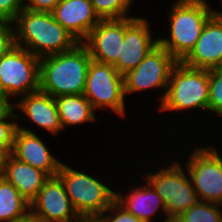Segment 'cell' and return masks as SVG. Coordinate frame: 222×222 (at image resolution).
<instances>
[{
  "label": "cell",
  "instance_id": "34",
  "mask_svg": "<svg viewBox=\"0 0 222 222\" xmlns=\"http://www.w3.org/2000/svg\"><path fill=\"white\" fill-rule=\"evenodd\" d=\"M216 69L222 72V60H221L220 64L217 66Z\"/></svg>",
  "mask_w": 222,
  "mask_h": 222
},
{
  "label": "cell",
  "instance_id": "35",
  "mask_svg": "<svg viewBox=\"0 0 222 222\" xmlns=\"http://www.w3.org/2000/svg\"><path fill=\"white\" fill-rule=\"evenodd\" d=\"M78 222H94V221H92V220H88V219H81V220L78 221Z\"/></svg>",
  "mask_w": 222,
  "mask_h": 222
},
{
  "label": "cell",
  "instance_id": "3",
  "mask_svg": "<svg viewBox=\"0 0 222 222\" xmlns=\"http://www.w3.org/2000/svg\"><path fill=\"white\" fill-rule=\"evenodd\" d=\"M168 11L169 38L159 37L164 47L178 62L193 50L209 18L217 11L207 0H175Z\"/></svg>",
  "mask_w": 222,
  "mask_h": 222
},
{
  "label": "cell",
  "instance_id": "8",
  "mask_svg": "<svg viewBox=\"0 0 222 222\" xmlns=\"http://www.w3.org/2000/svg\"><path fill=\"white\" fill-rule=\"evenodd\" d=\"M93 109H111L120 117L126 114L124 75L113 65L91 60L83 94Z\"/></svg>",
  "mask_w": 222,
  "mask_h": 222
},
{
  "label": "cell",
  "instance_id": "16",
  "mask_svg": "<svg viewBox=\"0 0 222 222\" xmlns=\"http://www.w3.org/2000/svg\"><path fill=\"white\" fill-rule=\"evenodd\" d=\"M222 60V12L216 11L204 26L201 36L182 61L193 68L214 69Z\"/></svg>",
  "mask_w": 222,
  "mask_h": 222
},
{
  "label": "cell",
  "instance_id": "10",
  "mask_svg": "<svg viewBox=\"0 0 222 222\" xmlns=\"http://www.w3.org/2000/svg\"><path fill=\"white\" fill-rule=\"evenodd\" d=\"M178 61L159 44L153 48L139 65L124 75V94L139 93L149 89H163L158 97L161 104L167 91L170 74Z\"/></svg>",
  "mask_w": 222,
  "mask_h": 222
},
{
  "label": "cell",
  "instance_id": "26",
  "mask_svg": "<svg viewBox=\"0 0 222 222\" xmlns=\"http://www.w3.org/2000/svg\"><path fill=\"white\" fill-rule=\"evenodd\" d=\"M94 222H144L128 212L116 200Z\"/></svg>",
  "mask_w": 222,
  "mask_h": 222
},
{
  "label": "cell",
  "instance_id": "1",
  "mask_svg": "<svg viewBox=\"0 0 222 222\" xmlns=\"http://www.w3.org/2000/svg\"><path fill=\"white\" fill-rule=\"evenodd\" d=\"M16 46L38 57L73 49L79 42L62 27L52 13L23 9L13 21Z\"/></svg>",
  "mask_w": 222,
  "mask_h": 222
},
{
  "label": "cell",
  "instance_id": "2",
  "mask_svg": "<svg viewBox=\"0 0 222 222\" xmlns=\"http://www.w3.org/2000/svg\"><path fill=\"white\" fill-rule=\"evenodd\" d=\"M91 60L83 43L69 51L40 58V91L54 98L84 94Z\"/></svg>",
  "mask_w": 222,
  "mask_h": 222
},
{
  "label": "cell",
  "instance_id": "20",
  "mask_svg": "<svg viewBox=\"0 0 222 222\" xmlns=\"http://www.w3.org/2000/svg\"><path fill=\"white\" fill-rule=\"evenodd\" d=\"M62 129L67 126L97 121L90 101L83 94L64 95L55 98Z\"/></svg>",
  "mask_w": 222,
  "mask_h": 222
},
{
  "label": "cell",
  "instance_id": "15",
  "mask_svg": "<svg viewBox=\"0 0 222 222\" xmlns=\"http://www.w3.org/2000/svg\"><path fill=\"white\" fill-rule=\"evenodd\" d=\"M19 98L18 102L15 100L16 103H12L15 110L22 112V115L16 112L19 121L28 119L27 122L30 124L33 123L53 135H57L63 130L54 97L39 90Z\"/></svg>",
  "mask_w": 222,
  "mask_h": 222
},
{
  "label": "cell",
  "instance_id": "6",
  "mask_svg": "<svg viewBox=\"0 0 222 222\" xmlns=\"http://www.w3.org/2000/svg\"><path fill=\"white\" fill-rule=\"evenodd\" d=\"M167 166L158 167L154 172L144 175L146 180L162 198L167 217L181 216L200 200L195 192L189 174L177 160ZM181 164V165H180ZM182 167V168H181ZM160 169V170H159Z\"/></svg>",
  "mask_w": 222,
  "mask_h": 222
},
{
  "label": "cell",
  "instance_id": "24",
  "mask_svg": "<svg viewBox=\"0 0 222 222\" xmlns=\"http://www.w3.org/2000/svg\"><path fill=\"white\" fill-rule=\"evenodd\" d=\"M17 129L18 120L16 110L11 106L0 117V150L12 151Z\"/></svg>",
  "mask_w": 222,
  "mask_h": 222
},
{
  "label": "cell",
  "instance_id": "27",
  "mask_svg": "<svg viewBox=\"0 0 222 222\" xmlns=\"http://www.w3.org/2000/svg\"><path fill=\"white\" fill-rule=\"evenodd\" d=\"M16 46L15 28L11 21L0 19V58Z\"/></svg>",
  "mask_w": 222,
  "mask_h": 222
},
{
  "label": "cell",
  "instance_id": "28",
  "mask_svg": "<svg viewBox=\"0 0 222 222\" xmlns=\"http://www.w3.org/2000/svg\"><path fill=\"white\" fill-rule=\"evenodd\" d=\"M23 9V0H0V19L13 22Z\"/></svg>",
  "mask_w": 222,
  "mask_h": 222
},
{
  "label": "cell",
  "instance_id": "25",
  "mask_svg": "<svg viewBox=\"0 0 222 222\" xmlns=\"http://www.w3.org/2000/svg\"><path fill=\"white\" fill-rule=\"evenodd\" d=\"M208 112L222 116V72L209 69Z\"/></svg>",
  "mask_w": 222,
  "mask_h": 222
},
{
  "label": "cell",
  "instance_id": "14",
  "mask_svg": "<svg viewBox=\"0 0 222 222\" xmlns=\"http://www.w3.org/2000/svg\"><path fill=\"white\" fill-rule=\"evenodd\" d=\"M36 133L27 126L19 125L18 121L11 155L23 163L42 170L49 177L57 176L62 161L52 155Z\"/></svg>",
  "mask_w": 222,
  "mask_h": 222
},
{
  "label": "cell",
  "instance_id": "4",
  "mask_svg": "<svg viewBox=\"0 0 222 222\" xmlns=\"http://www.w3.org/2000/svg\"><path fill=\"white\" fill-rule=\"evenodd\" d=\"M57 176L81 219L95 221L115 201L116 190L96 176L73 169L63 162Z\"/></svg>",
  "mask_w": 222,
  "mask_h": 222
},
{
  "label": "cell",
  "instance_id": "17",
  "mask_svg": "<svg viewBox=\"0 0 222 222\" xmlns=\"http://www.w3.org/2000/svg\"><path fill=\"white\" fill-rule=\"evenodd\" d=\"M52 14L79 43H82L101 21L91 0H60Z\"/></svg>",
  "mask_w": 222,
  "mask_h": 222
},
{
  "label": "cell",
  "instance_id": "21",
  "mask_svg": "<svg viewBox=\"0 0 222 222\" xmlns=\"http://www.w3.org/2000/svg\"><path fill=\"white\" fill-rule=\"evenodd\" d=\"M30 214V204L4 178L0 179V222H15Z\"/></svg>",
  "mask_w": 222,
  "mask_h": 222
},
{
  "label": "cell",
  "instance_id": "32",
  "mask_svg": "<svg viewBox=\"0 0 222 222\" xmlns=\"http://www.w3.org/2000/svg\"><path fill=\"white\" fill-rule=\"evenodd\" d=\"M15 222H41V221L38 218L29 214L27 217H25L21 220L15 221Z\"/></svg>",
  "mask_w": 222,
  "mask_h": 222
},
{
  "label": "cell",
  "instance_id": "5",
  "mask_svg": "<svg viewBox=\"0 0 222 222\" xmlns=\"http://www.w3.org/2000/svg\"><path fill=\"white\" fill-rule=\"evenodd\" d=\"M209 70L193 68L183 62L173 67L167 91L158 108L160 112L190 111L200 109L208 112ZM190 109V110H189Z\"/></svg>",
  "mask_w": 222,
  "mask_h": 222
},
{
  "label": "cell",
  "instance_id": "22",
  "mask_svg": "<svg viewBox=\"0 0 222 222\" xmlns=\"http://www.w3.org/2000/svg\"><path fill=\"white\" fill-rule=\"evenodd\" d=\"M185 222H221L222 205L199 201L182 215Z\"/></svg>",
  "mask_w": 222,
  "mask_h": 222
},
{
  "label": "cell",
  "instance_id": "7",
  "mask_svg": "<svg viewBox=\"0 0 222 222\" xmlns=\"http://www.w3.org/2000/svg\"><path fill=\"white\" fill-rule=\"evenodd\" d=\"M39 90L40 59L38 57L25 48L15 46L0 58V95L9 103L13 96L17 98Z\"/></svg>",
  "mask_w": 222,
  "mask_h": 222
},
{
  "label": "cell",
  "instance_id": "18",
  "mask_svg": "<svg viewBox=\"0 0 222 222\" xmlns=\"http://www.w3.org/2000/svg\"><path fill=\"white\" fill-rule=\"evenodd\" d=\"M132 187L129 186L128 189H131L127 194L116 192L115 200L128 212L144 222H153L156 213H159L158 210L161 209V216L164 214L161 218L163 222L167 218V210L162 198L154 188L147 181L140 186L133 187V189Z\"/></svg>",
  "mask_w": 222,
  "mask_h": 222
},
{
  "label": "cell",
  "instance_id": "11",
  "mask_svg": "<svg viewBox=\"0 0 222 222\" xmlns=\"http://www.w3.org/2000/svg\"><path fill=\"white\" fill-rule=\"evenodd\" d=\"M30 214L41 222L81 220L58 176L49 177L45 181L37 197L30 203Z\"/></svg>",
  "mask_w": 222,
  "mask_h": 222
},
{
  "label": "cell",
  "instance_id": "33",
  "mask_svg": "<svg viewBox=\"0 0 222 222\" xmlns=\"http://www.w3.org/2000/svg\"><path fill=\"white\" fill-rule=\"evenodd\" d=\"M163 222H185V221L182 219L181 216H172V217H167Z\"/></svg>",
  "mask_w": 222,
  "mask_h": 222
},
{
  "label": "cell",
  "instance_id": "30",
  "mask_svg": "<svg viewBox=\"0 0 222 222\" xmlns=\"http://www.w3.org/2000/svg\"><path fill=\"white\" fill-rule=\"evenodd\" d=\"M9 154L11 152L7 150H0V179L4 177L5 161Z\"/></svg>",
  "mask_w": 222,
  "mask_h": 222
},
{
  "label": "cell",
  "instance_id": "9",
  "mask_svg": "<svg viewBox=\"0 0 222 222\" xmlns=\"http://www.w3.org/2000/svg\"><path fill=\"white\" fill-rule=\"evenodd\" d=\"M187 159L183 164L199 200L222 205V157L218 150L198 145Z\"/></svg>",
  "mask_w": 222,
  "mask_h": 222
},
{
  "label": "cell",
  "instance_id": "13",
  "mask_svg": "<svg viewBox=\"0 0 222 222\" xmlns=\"http://www.w3.org/2000/svg\"><path fill=\"white\" fill-rule=\"evenodd\" d=\"M125 38V18L101 20L82 42L92 60L115 65Z\"/></svg>",
  "mask_w": 222,
  "mask_h": 222
},
{
  "label": "cell",
  "instance_id": "12",
  "mask_svg": "<svg viewBox=\"0 0 222 222\" xmlns=\"http://www.w3.org/2000/svg\"><path fill=\"white\" fill-rule=\"evenodd\" d=\"M150 22L144 17L132 15L125 18V38L121 56L114 65L117 71L125 75L136 68L145 56L158 45V37H153Z\"/></svg>",
  "mask_w": 222,
  "mask_h": 222
},
{
  "label": "cell",
  "instance_id": "29",
  "mask_svg": "<svg viewBox=\"0 0 222 222\" xmlns=\"http://www.w3.org/2000/svg\"><path fill=\"white\" fill-rule=\"evenodd\" d=\"M60 0H23L25 9L38 12L52 13Z\"/></svg>",
  "mask_w": 222,
  "mask_h": 222
},
{
  "label": "cell",
  "instance_id": "19",
  "mask_svg": "<svg viewBox=\"0 0 222 222\" xmlns=\"http://www.w3.org/2000/svg\"><path fill=\"white\" fill-rule=\"evenodd\" d=\"M30 204L49 176L40 169L23 163L9 154L5 161L4 177Z\"/></svg>",
  "mask_w": 222,
  "mask_h": 222
},
{
  "label": "cell",
  "instance_id": "23",
  "mask_svg": "<svg viewBox=\"0 0 222 222\" xmlns=\"http://www.w3.org/2000/svg\"><path fill=\"white\" fill-rule=\"evenodd\" d=\"M96 14L101 20L123 19L129 16L134 0H91Z\"/></svg>",
  "mask_w": 222,
  "mask_h": 222
},
{
  "label": "cell",
  "instance_id": "31",
  "mask_svg": "<svg viewBox=\"0 0 222 222\" xmlns=\"http://www.w3.org/2000/svg\"><path fill=\"white\" fill-rule=\"evenodd\" d=\"M12 106L2 95H0V117Z\"/></svg>",
  "mask_w": 222,
  "mask_h": 222
}]
</instances>
